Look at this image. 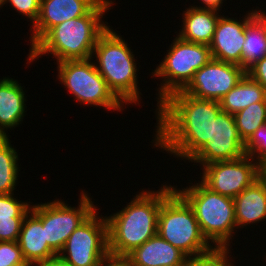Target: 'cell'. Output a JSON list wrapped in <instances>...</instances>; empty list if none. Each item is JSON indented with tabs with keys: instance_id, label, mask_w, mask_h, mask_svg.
Returning a JSON list of instances; mask_svg holds the SVG:
<instances>
[{
	"instance_id": "6da1fadb",
	"label": "cell",
	"mask_w": 266,
	"mask_h": 266,
	"mask_svg": "<svg viewBox=\"0 0 266 266\" xmlns=\"http://www.w3.org/2000/svg\"><path fill=\"white\" fill-rule=\"evenodd\" d=\"M219 101L198 99L177 91L163 100L156 114L153 145L178 159L190 160L211 139Z\"/></svg>"
},
{
	"instance_id": "7a4b0ae2",
	"label": "cell",
	"mask_w": 266,
	"mask_h": 266,
	"mask_svg": "<svg viewBox=\"0 0 266 266\" xmlns=\"http://www.w3.org/2000/svg\"><path fill=\"white\" fill-rule=\"evenodd\" d=\"M112 0H100L86 15L66 20L51 28L30 50L27 65L41 56L52 55L56 62L92 58L99 37L109 28L103 19ZM112 7V8H111ZM103 18V19H102Z\"/></svg>"
},
{
	"instance_id": "3957f363",
	"label": "cell",
	"mask_w": 266,
	"mask_h": 266,
	"mask_svg": "<svg viewBox=\"0 0 266 266\" xmlns=\"http://www.w3.org/2000/svg\"><path fill=\"white\" fill-rule=\"evenodd\" d=\"M145 190L138 192L122 210L106 216L109 253L127 256L157 234L161 203L174 186L166 183L157 191Z\"/></svg>"
},
{
	"instance_id": "277c9868",
	"label": "cell",
	"mask_w": 266,
	"mask_h": 266,
	"mask_svg": "<svg viewBox=\"0 0 266 266\" xmlns=\"http://www.w3.org/2000/svg\"><path fill=\"white\" fill-rule=\"evenodd\" d=\"M119 33L109 28L99 37L92 54L97 71L108 88L124 105H139L142 93L138 87L135 54Z\"/></svg>"
},
{
	"instance_id": "5b68a950",
	"label": "cell",
	"mask_w": 266,
	"mask_h": 266,
	"mask_svg": "<svg viewBox=\"0 0 266 266\" xmlns=\"http://www.w3.org/2000/svg\"><path fill=\"white\" fill-rule=\"evenodd\" d=\"M190 184L182 190L177 186L174 189L192 207L207 241L214 247L231 249L237 232L234 199L210 190L199 180Z\"/></svg>"
},
{
	"instance_id": "8992f818",
	"label": "cell",
	"mask_w": 266,
	"mask_h": 266,
	"mask_svg": "<svg viewBox=\"0 0 266 266\" xmlns=\"http://www.w3.org/2000/svg\"><path fill=\"white\" fill-rule=\"evenodd\" d=\"M165 57L157 64L151 77L162 78L158 89L157 107L170 94L182 91L192 80L195 72L201 69L211 59V50L208 45L197 44L182 40L176 35L168 47Z\"/></svg>"
},
{
	"instance_id": "52a82bcc",
	"label": "cell",
	"mask_w": 266,
	"mask_h": 266,
	"mask_svg": "<svg viewBox=\"0 0 266 266\" xmlns=\"http://www.w3.org/2000/svg\"><path fill=\"white\" fill-rule=\"evenodd\" d=\"M157 233L187 256L213 248L203 236L192 207L175 189L161 203Z\"/></svg>"
},
{
	"instance_id": "ba28073f",
	"label": "cell",
	"mask_w": 266,
	"mask_h": 266,
	"mask_svg": "<svg viewBox=\"0 0 266 266\" xmlns=\"http://www.w3.org/2000/svg\"><path fill=\"white\" fill-rule=\"evenodd\" d=\"M56 64L57 79L80 105H92L91 107H103L108 111L119 112L125 109V105L108 88L92 58L64 60Z\"/></svg>"
},
{
	"instance_id": "9c48e42d",
	"label": "cell",
	"mask_w": 266,
	"mask_h": 266,
	"mask_svg": "<svg viewBox=\"0 0 266 266\" xmlns=\"http://www.w3.org/2000/svg\"><path fill=\"white\" fill-rule=\"evenodd\" d=\"M79 196L77 207L69 206L61 199L34 205L31 203V211L45 225V240L57 254L71 233L97 209L85 190H81Z\"/></svg>"
},
{
	"instance_id": "30bf717a",
	"label": "cell",
	"mask_w": 266,
	"mask_h": 266,
	"mask_svg": "<svg viewBox=\"0 0 266 266\" xmlns=\"http://www.w3.org/2000/svg\"><path fill=\"white\" fill-rule=\"evenodd\" d=\"M97 210L71 233L57 260L67 266H98L109 251L107 219Z\"/></svg>"
},
{
	"instance_id": "8fae6325",
	"label": "cell",
	"mask_w": 266,
	"mask_h": 266,
	"mask_svg": "<svg viewBox=\"0 0 266 266\" xmlns=\"http://www.w3.org/2000/svg\"><path fill=\"white\" fill-rule=\"evenodd\" d=\"M201 168L200 180L206 187L233 199L262 176V166L246 154L235 160L213 162Z\"/></svg>"
},
{
	"instance_id": "7c38bea8",
	"label": "cell",
	"mask_w": 266,
	"mask_h": 266,
	"mask_svg": "<svg viewBox=\"0 0 266 266\" xmlns=\"http://www.w3.org/2000/svg\"><path fill=\"white\" fill-rule=\"evenodd\" d=\"M245 143L242 141L233 114L221 111L212 122L211 139L189 160L201 166L230 161L244 156Z\"/></svg>"
},
{
	"instance_id": "4fadbf2b",
	"label": "cell",
	"mask_w": 266,
	"mask_h": 266,
	"mask_svg": "<svg viewBox=\"0 0 266 266\" xmlns=\"http://www.w3.org/2000/svg\"><path fill=\"white\" fill-rule=\"evenodd\" d=\"M245 74L246 71L239 65L211 59L195 72L181 92L198 99L219 101Z\"/></svg>"
},
{
	"instance_id": "5bb4252c",
	"label": "cell",
	"mask_w": 266,
	"mask_h": 266,
	"mask_svg": "<svg viewBox=\"0 0 266 266\" xmlns=\"http://www.w3.org/2000/svg\"><path fill=\"white\" fill-rule=\"evenodd\" d=\"M239 20L223 14L216 24L211 44L212 59L232 63L241 67L242 46L245 42L246 26L258 15L257 8L247 11Z\"/></svg>"
},
{
	"instance_id": "9a60e30c",
	"label": "cell",
	"mask_w": 266,
	"mask_h": 266,
	"mask_svg": "<svg viewBox=\"0 0 266 266\" xmlns=\"http://www.w3.org/2000/svg\"><path fill=\"white\" fill-rule=\"evenodd\" d=\"M100 0H41L40 14L30 31L29 50L53 27L86 15Z\"/></svg>"
},
{
	"instance_id": "2e32d148",
	"label": "cell",
	"mask_w": 266,
	"mask_h": 266,
	"mask_svg": "<svg viewBox=\"0 0 266 266\" xmlns=\"http://www.w3.org/2000/svg\"><path fill=\"white\" fill-rule=\"evenodd\" d=\"M24 260L32 265L47 264L57 259V253L45 240V225L30 210L23 219L18 238Z\"/></svg>"
},
{
	"instance_id": "e0dca14e",
	"label": "cell",
	"mask_w": 266,
	"mask_h": 266,
	"mask_svg": "<svg viewBox=\"0 0 266 266\" xmlns=\"http://www.w3.org/2000/svg\"><path fill=\"white\" fill-rule=\"evenodd\" d=\"M16 79H0V136L7 137L12 130L22 124L26 115V97L24 86Z\"/></svg>"
},
{
	"instance_id": "ac0fdd59",
	"label": "cell",
	"mask_w": 266,
	"mask_h": 266,
	"mask_svg": "<svg viewBox=\"0 0 266 266\" xmlns=\"http://www.w3.org/2000/svg\"><path fill=\"white\" fill-rule=\"evenodd\" d=\"M132 266H182L187 258L158 233L127 255Z\"/></svg>"
},
{
	"instance_id": "d6986e66",
	"label": "cell",
	"mask_w": 266,
	"mask_h": 266,
	"mask_svg": "<svg viewBox=\"0 0 266 266\" xmlns=\"http://www.w3.org/2000/svg\"><path fill=\"white\" fill-rule=\"evenodd\" d=\"M237 229L266 219V179L261 176L234 198ZM248 225V226H247Z\"/></svg>"
},
{
	"instance_id": "ffe728a7",
	"label": "cell",
	"mask_w": 266,
	"mask_h": 266,
	"mask_svg": "<svg viewBox=\"0 0 266 266\" xmlns=\"http://www.w3.org/2000/svg\"><path fill=\"white\" fill-rule=\"evenodd\" d=\"M182 13L181 31L176 34L182 40L210 45L221 13L214 10L186 8ZM220 13V14H219Z\"/></svg>"
},
{
	"instance_id": "44dd1931",
	"label": "cell",
	"mask_w": 266,
	"mask_h": 266,
	"mask_svg": "<svg viewBox=\"0 0 266 266\" xmlns=\"http://www.w3.org/2000/svg\"><path fill=\"white\" fill-rule=\"evenodd\" d=\"M265 98L264 87L245 74L236 86L219 100V104L223 112L234 115L250 104L261 102Z\"/></svg>"
},
{
	"instance_id": "7402d4cb",
	"label": "cell",
	"mask_w": 266,
	"mask_h": 266,
	"mask_svg": "<svg viewBox=\"0 0 266 266\" xmlns=\"http://www.w3.org/2000/svg\"><path fill=\"white\" fill-rule=\"evenodd\" d=\"M266 56V23L257 15L245 29L241 67L246 71Z\"/></svg>"
},
{
	"instance_id": "603a6c76",
	"label": "cell",
	"mask_w": 266,
	"mask_h": 266,
	"mask_svg": "<svg viewBox=\"0 0 266 266\" xmlns=\"http://www.w3.org/2000/svg\"><path fill=\"white\" fill-rule=\"evenodd\" d=\"M18 152L11 145L9 136H0V194H13L18 184Z\"/></svg>"
},
{
	"instance_id": "cb8c5ba5",
	"label": "cell",
	"mask_w": 266,
	"mask_h": 266,
	"mask_svg": "<svg viewBox=\"0 0 266 266\" xmlns=\"http://www.w3.org/2000/svg\"><path fill=\"white\" fill-rule=\"evenodd\" d=\"M234 118L238 133L246 143L260 126L266 124V98L238 111Z\"/></svg>"
},
{
	"instance_id": "d4e9b609",
	"label": "cell",
	"mask_w": 266,
	"mask_h": 266,
	"mask_svg": "<svg viewBox=\"0 0 266 266\" xmlns=\"http://www.w3.org/2000/svg\"><path fill=\"white\" fill-rule=\"evenodd\" d=\"M230 253L232 254L231 249L213 247L203 254L187 256L182 266H233L232 261L235 258Z\"/></svg>"
},
{
	"instance_id": "484cf974",
	"label": "cell",
	"mask_w": 266,
	"mask_h": 266,
	"mask_svg": "<svg viewBox=\"0 0 266 266\" xmlns=\"http://www.w3.org/2000/svg\"><path fill=\"white\" fill-rule=\"evenodd\" d=\"M246 155L261 166L266 164V124L260 126L245 143Z\"/></svg>"
},
{
	"instance_id": "4316f807",
	"label": "cell",
	"mask_w": 266,
	"mask_h": 266,
	"mask_svg": "<svg viewBox=\"0 0 266 266\" xmlns=\"http://www.w3.org/2000/svg\"><path fill=\"white\" fill-rule=\"evenodd\" d=\"M14 195L0 194V217H25L31 210V202L19 201Z\"/></svg>"
},
{
	"instance_id": "83f0119b",
	"label": "cell",
	"mask_w": 266,
	"mask_h": 266,
	"mask_svg": "<svg viewBox=\"0 0 266 266\" xmlns=\"http://www.w3.org/2000/svg\"><path fill=\"white\" fill-rule=\"evenodd\" d=\"M27 263L22 255L18 241L0 242V266H16Z\"/></svg>"
},
{
	"instance_id": "f1b7e54d",
	"label": "cell",
	"mask_w": 266,
	"mask_h": 266,
	"mask_svg": "<svg viewBox=\"0 0 266 266\" xmlns=\"http://www.w3.org/2000/svg\"><path fill=\"white\" fill-rule=\"evenodd\" d=\"M10 3L11 8H13L19 15H23L30 19V23L33 26L37 21L40 14L41 0H4V4Z\"/></svg>"
},
{
	"instance_id": "f546056e",
	"label": "cell",
	"mask_w": 266,
	"mask_h": 266,
	"mask_svg": "<svg viewBox=\"0 0 266 266\" xmlns=\"http://www.w3.org/2000/svg\"><path fill=\"white\" fill-rule=\"evenodd\" d=\"M24 217H0V242L18 241Z\"/></svg>"
},
{
	"instance_id": "4dcf8cb0",
	"label": "cell",
	"mask_w": 266,
	"mask_h": 266,
	"mask_svg": "<svg viewBox=\"0 0 266 266\" xmlns=\"http://www.w3.org/2000/svg\"><path fill=\"white\" fill-rule=\"evenodd\" d=\"M246 74L254 81L260 83L266 91V56L249 67L246 70Z\"/></svg>"
},
{
	"instance_id": "1f68e13d",
	"label": "cell",
	"mask_w": 266,
	"mask_h": 266,
	"mask_svg": "<svg viewBox=\"0 0 266 266\" xmlns=\"http://www.w3.org/2000/svg\"><path fill=\"white\" fill-rule=\"evenodd\" d=\"M98 266H132L128 256L115 255L107 253L101 260Z\"/></svg>"
},
{
	"instance_id": "d6a6232c",
	"label": "cell",
	"mask_w": 266,
	"mask_h": 266,
	"mask_svg": "<svg viewBox=\"0 0 266 266\" xmlns=\"http://www.w3.org/2000/svg\"><path fill=\"white\" fill-rule=\"evenodd\" d=\"M201 4L199 5H190V7L196 8V9H205V10H214V11H221L223 2L227 0H199ZM221 8V9H220Z\"/></svg>"
},
{
	"instance_id": "836d02e7",
	"label": "cell",
	"mask_w": 266,
	"mask_h": 266,
	"mask_svg": "<svg viewBox=\"0 0 266 266\" xmlns=\"http://www.w3.org/2000/svg\"><path fill=\"white\" fill-rule=\"evenodd\" d=\"M33 266H67V265L55 259L54 261L47 263V264H40V265H33Z\"/></svg>"
},
{
	"instance_id": "e575fe53",
	"label": "cell",
	"mask_w": 266,
	"mask_h": 266,
	"mask_svg": "<svg viewBox=\"0 0 266 266\" xmlns=\"http://www.w3.org/2000/svg\"><path fill=\"white\" fill-rule=\"evenodd\" d=\"M256 8H258L257 9V13H258V15L263 19V21L266 23V13H265V10L263 11V8H262V10L261 9H259V7H256Z\"/></svg>"
},
{
	"instance_id": "d590c367",
	"label": "cell",
	"mask_w": 266,
	"mask_h": 266,
	"mask_svg": "<svg viewBox=\"0 0 266 266\" xmlns=\"http://www.w3.org/2000/svg\"><path fill=\"white\" fill-rule=\"evenodd\" d=\"M262 176L266 179V164L262 166Z\"/></svg>"
},
{
	"instance_id": "8d00e7d4",
	"label": "cell",
	"mask_w": 266,
	"mask_h": 266,
	"mask_svg": "<svg viewBox=\"0 0 266 266\" xmlns=\"http://www.w3.org/2000/svg\"><path fill=\"white\" fill-rule=\"evenodd\" d=\"M4 5V0H0V8H2Z\"/></svg>"
},
{
	"instance_id": "74e56055",
	"label": "cell",
	"mask_w": 266,
	"mask_h": 266,
	"mask_svg": "<svg viewBox=\"0 0 266 266\" xmlns=\"http://www.w3.org/2000/svg\"><path fill=\"white\" fill-rule=\"evenodd\" d=\"M16 266H33L32 264H21V265H16Z\"/></svg>"
}]
</instances>
